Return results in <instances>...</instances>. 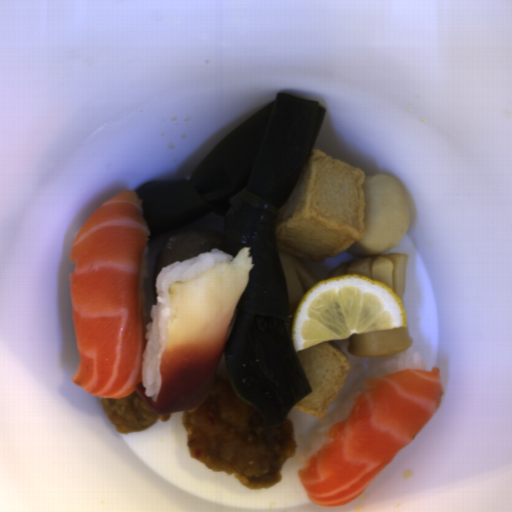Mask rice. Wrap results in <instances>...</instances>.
Returning <instances> with one entry per match:
<instances>
[{"label": "rice", "instance_id": "652b925c", "mask_svg": "<svg viewBox=\"0 0 512 512\" xmlns=\"http://www.w3.org/2000/svg\"><path fill=\"white\" fill-rule=\"evenodd\" d=\"M234 257L219 248L199 254L197 258L185 261L175 260L158 270L155 278L156 301L151 306V321H147V344L143 350L142 380L144 393L153 404L163 385L159 366L164 355L168 316L170 310L169 286L202 276L221 263Z\"/></svg>", "mask_w": 512, "mask_h": 512}, {"label": "rice", "instance_id": "023b6e5f", "mask_svg": "<svg viewBox=\"0 0 512 512\" xmlns=\"http://www.w3.org/2000/svg\"><path fill=\"white\" fill-rule=\"evenodd\" d=\"M355 369L359 374L355 384L348 390L333 411L323 417L309 433H302L299 436L298 451L292 458V464L298 471L304 463L309 461L311 456L331 442L332 439L326 436L330 427L347 418L354 398L361 393L364 382L384 377L397 371H427L423 354L411 349L402 353L374 357L368 365L358 364Z\"/></svg>", "mask_w": 512, "mask_h": 512}, {"label": "rice", "instance_id": "8eca5e8b", "mask_svg": "<svg viewBox=\"0 0 512 512\" xmlns=\"http://www.w3.org/2000/svg\"><path fill=\"white\" fill-rule=\"evenodd\" d=\"M149 260H150V247L145 244L143 256H142V260H141V267H140V283H141L142 292L145 288V279H148Z\"/></svg>", "mask_w": 512, "mask_h": 512}]
</instances>
